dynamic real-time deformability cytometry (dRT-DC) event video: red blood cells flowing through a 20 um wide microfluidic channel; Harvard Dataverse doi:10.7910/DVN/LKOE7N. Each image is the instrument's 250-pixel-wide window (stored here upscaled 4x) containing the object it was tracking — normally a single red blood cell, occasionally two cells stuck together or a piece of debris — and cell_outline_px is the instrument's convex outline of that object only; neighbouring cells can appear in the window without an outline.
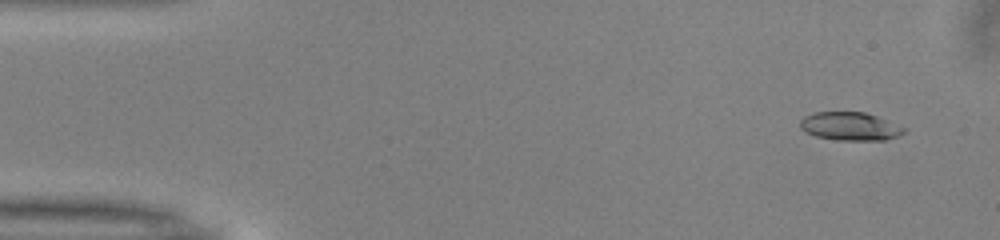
{"species": "common noctule bat (a hibernating species)", "species_latin": "Nyctalus noctula", "temperature_condition": "warm", "stored_images_in_passage": 51, "camera_frame_rate_fps": 3000, "um_per_image_px": 0.085, "animal": {"sex": "male", "body_mass_g": 13.0, "forearm_length_mm": 53.1}, "frame": {"image": 1, "passage_image": 4, "time_ms": 1.0, "image_size_px": [1000, 240], "cell_outline_px": [[908, 132], [900, 136], [884, 140], [836, 140], [816, 136], [804, 132], [800, 128], [800, 120], [804, 116], [812, 112], [864, 112], [876, 116], [908, 128]], "centroid_in_image_um": [72.28, 10.74], "position_along_channel_um": 12.7, "area_um2": 17.4}}
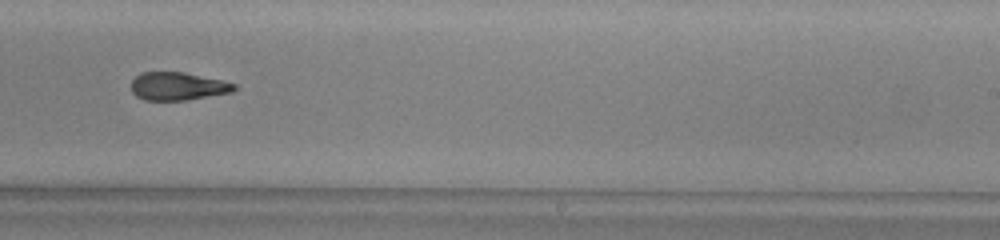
{"frame": {"image": 2, "passage_image": 32, "time_ms": 10.333, "image_size_px": [1000, 240], "cell_outline_px": [[236, 88], [232, 92], [188, 100], [144, 100], [136, 96], [132, 92], [132, 80], [140, 72], [184, 72], [220, 80], [236, 84]], "centroid_in_image_um": [15.09, 7.33], "position_along_channel_um": 273.9, "area_um2": 16.76}}
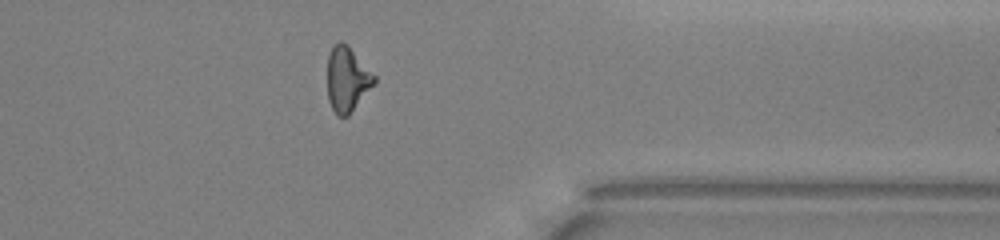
{"frame": {"image": 3, "passage_image": 41, "time_ms": 13.333, "image_size_px": [1000, 240], "cell_outline_px": [[376, 80], [348, 116], [336, 116], [328, 100], [328, 56], [332, 44], [340, 40], [348, 44], [376, 76]], "centroid_in_image_um": [29.49, 6.69], "position_along_channel_um": 381.9, "area_um2": 17.69}, "authors_computed_cell_mechanics": {"area_um2": 17.7446, "velocity_mm_per_s": 4.0333, "shape_relaxation_time_tau1_ms": 6.3368, "shape_relaxation_time_tau2_ms": 6.5443, "deformation_change_tau1": 0.2063, "deformation_change_tau2": 0.1762}}